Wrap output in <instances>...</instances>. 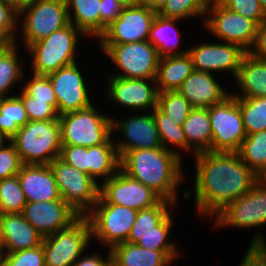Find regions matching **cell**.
<instances>
[{"instance_id":"6da1fadb","label":"cell","mask_w":266,"mask_h":266,"mask_svg":"<svg viewBox=\"0 0 266 266\" xmlns=\"http://www.w3.org/2000/svg\"><path fill=\"white\" fill-rule=\"evenodd\" d=\"M196 211L212 219L260 180L237 152H201L194 157Z\"/></svg>"},{"instance_id":"7a4b0ae2","label":"cell","mask_w":266,"mask_h":266,"mask_svg":"<svg viewBox=\"0 0 266 266\" xmlns=\"http://www.w3.org/2000/svg\"><path fill=\"white\" fill-rule=\"evenodd\" d=\"M182 163L179 156L163 147L133 149L120 158V170L149 187L162 200L177 204L176 189L186 177Z\"/></svg>"},{"instance_id":"3957f363","label":"cell","mask_w":266,"mask_h":266,"mask_svg":"<svg viewBox=\"0 0 266 266\" xmlns=\"http://www.w3.org/2000/svg\"><path fill=\"white\" fill-rule=\"evenodd\" d=\"M25 165H49L62 147L59 120L28 121L11 138Z\"/></svg>"},{"instance_id":"277c9868","label":"cell","mask_w":266,"mask_h":266,"mask_svg":"<svg viewBox=\"0 0 266 266\" xmlns=\"http://www.w3.org/2000/svg\"><path fill=\"white\" fill-rule=\"evenodd\" d=\"M218 228H259L249 246H266L265 234L260 228L266 226V179H260L250 191L230 202L214 218Z\"/></svg>"},{"instance_id":"5b68a950","label":"cell","mask_w":266,"mask_h":266,"mask_svg":"<svg viewBox=\"0 0 266 266\" xmlns=\"http://www.w3.org/2000/svg\"><path fill=\"white\" fill-rule=\"evenodd\" d=\"M81 36L85 35L69 23L48 37L29 45L27 51L32 58V74L47 76L61 67L77 62L75 52Z\"/></svg>"},{"instance_id":"8992f818","label":"cell","mask_w":266,"mask_h":266,"mask_svg":"<svg viewBox=\"0 0 266 266\" xmlns=\"http://www.w3.org/2000/svg\"><path fill=\"white\" fill-rule=\"evenodd\" d=\"M90 107L59 116L62 145L90 147L106 143L112 136V117Z\"/></svg>"},{"instance_id":"52a82bcc","label":"cell","mask_w":266,"mask_h":266,"mask_svg":"<svg viewBox=\"0 0 266 266\" xmlns=\"http://www.w3.org/2000/svg\"><path fill=\"white\" fill-rule=\"evenodd\" d=\"M18 20V32L26 50L69 24L66 0H37L18 13Z\"/></svg>"},{"instance_id":"ba28073f","label":"cell","mask_w":266,"mask_h":266,"mask_svg":"<svg viewBox=\"0 0 266 266\" xmlns=\"http://www.w3.org/2000/svg\"><path fill=\"white\" fill-rule=\"evenodd\" d=\"M120 72L111 74L128 79H155L160 57L148 41L124 44H98Z\"/></svg>"},{"instance_id":"9c48e42d","label":"cell","mask_w":266,"mask_h":266,"mask_svg":"<svg viewBox=\"0 0 266 266\" xmlns=\"http://www.w3.org/2000/svg\"><path fill=\"white\" fill-rule=\"evenodd\" d=\"M137 213L138 211L126 206L106 203L99 196L92 210L86 215L92 240L96 239L110 250L117 244L125 243Z\"/></svg>"},{"instance_id":"30bf717a","label":"cell","mask_w":266,"mask_h":266,"mask_svg":"<svg viewBox=\"0 0 266 266\" xmlns=\"http://www.w3.org/2000/svg\"><path fill=\"white\" fill-rule=\"evenodd\" d=\"M49 167L62 198L79 216H86L99 198L100 185L89 175L59 157Z\"/></svg>"},{"instance_id":"8fae6325","label":"cell","mask_w":266,"mask_h":266,"mask_svg":"<svg viewBox=\"0 0 266 266\" xmlns=\"http://www.w3.org/2000/svg\"><path fill=\"white\" fill-rule=\"evenodd\" d=\"M91 241L89 220L79 216L67 228L43 238L45 266H72Z\"/></svg>"},{"instance_id":"7c38bea8","label":"cell","mask_w":266,"mask_h":266,"mask_svg":"<svg viewBox=\"0 0 266 266\" xmlns=\"http://www.w3.org/2000/svg\"><path fill=\"white\" fill-rule=\"evenodd\" d=\"M212 129V152H238L247 134L239 98L232 94L208 108Z\"/></svg>"},{"instance_id":"4fadbf2b","label":"cell","mask_w":266,"mask_h":266,"mask_svg":"<svg viewBox=\"0 0 266 266\" xmlns=\"http://www.w3.org/2000/svg\"><path fill=\"white\" fill-rule=\"evenodd\" d=\"M203 24L215 39L236 44L246 52L254 44L258 27L253 20L225 8L217 0H209Z\"/></svg>"},{"instance_id":"5bb4252c","label":"cell","mask_w":266,"mask_h":266,"mask_svg":"<svg viewBox=\"0 0 266 266\" xmlns=\"http://www.w3.org/2000/svg\"><path fill=\"white\" fill-rule=\"evenodd\" d=\"M157 12L137 2L124 7L119 17L97 39L98 44H124L146 41Z\"/></svg>"},{"instance_id":"9a60e30c","label":"cell","mask_w":266,"mask_h":266,"mask_svg":"<svg viewBox=\"0 0 266 266\" xmlns=\"http://www.w3.org/2000/svg\"><path fill=\"white\" fill-rule=\"evenodd\" d=\"M79 69L75 62L47 75L55 92L59 116L86 109L93 104L85 76Z\"/></svg>"},{"instance_id":"2e32d148","label":"cell","mask_w":266,"mask_h":266,"mask_svg":"<svg viewBox=\"0 0 266 266\" xmlns=\"http://www.w3.org/2000/svg\"><path fill=\"white\" fill-rule=\"evenodd\" d=\"M105 97L131 111L150 112L157 107L158 89L155 79H128L107 76ZM151 84V85H150ZM110 99V100H109Z\"/></svg>"},{"instance_id":"e0dca14e","label":"cell","mask_w":266,"mask_h":266,"mask_svg":"<svg viewBox=\"0 0 266 266\" xmlns=\"http://www.w3.org/2000/svg\"><path fill=\"white\" fill-rule=\"evenodd\" d=\"M119 132L122 139L115 140L118 156L121 158L133 149H154L163 147L158 129L153 119V113L144 112L140 115L118 120L112 117V133ZM121 140V141H120ZM117 142V143H116Z\"/></svg>"},{"instance_id":"ac0fdd59","label":"cell","mask_w":266,"mask_h":266,"mask_svg":"<svg viewBox=\"0 0 266 266\" xmlns=\"http://www.w3.org/2000/svg\"><path fill=\"white\" fill-rule=\"evenodd\" d=\"M247 52L240 46L232 43L204 42L188 48L194 70L203 72H226L233 80L236 79L240 62Z\"/></svg>"},{"instance_id":"d6986e66","label":"cell","mask_w":266,"mask_h":266,"mask_svg":"<svg viewBox=\"0 0 266 266\" xmlns=\"http://www.w3.org/2000/svg\"><path fill=\"white\" fill-rule=\"evenodd\" d=\"M99 196L110 204L126 206L136 211L156 205L161 198L137 180L119 170L107 181L100 183Z\"/></svg>"},{"instance_id":"ffe728a7","label":"cell","mask_w":266,"mask_h":266,"mask_svg":"<svg viewBox=\"0 0 266 266\" xmlns=\"http://www.w3.org/2000/svg\"><path fill=\"white\" fill-rule=\"evenodd\" d=\"M22 214L43 238L67 228L79 217L62 198L44 202H26Z\"/></svg>"},{"instance_id":"44dd1931","label":"cell","mask_w":266,"mask_h":266,"mask_svg":"<svg viewBox=\"0 0 266 266\" xmlns=\"http://www.w3.org/2000/svg\"><path fill=\"white\" fill-rule=\"evenodd\" d=\"M216 74L193 70L178 91L193 108H210L221 103L231 92H226Z\"/></svg>"},{"instance_id":"7402d4cb","label":"cell","mask_w":266,"mask_h":266,"mask_svg":"<svg viewBox=\"0 0 266 266\" xmlns=\"http://www.w3.org/2000/svg\"><path fill=\"white\" fill-rule=\"evenodd\" d=\"M43 237L29 224L22 213L0 214V244L3 254L35 248Z\"/></svg>"},{"instance_id":"603a6c76","label":"cell","mask_w":266,"mask_h":266,"mask_svg":"<svg viewBox=\"0 0 266 266\" xmlns=\"http://www.w3.org/2000/svg\"><path fill=\"white\" fill-rule=\"evenodd\" d=\"M26 202L60 199L53 172L49 165H23L17 174Z\"/></svg>"},{"instance_id":"cb8c5ba5","label":"cell","mask_w":266,"mask_h":266,"mask_svg":"<svg viewBox=\"0 0 266 266\" xmlns=\"http://www.w3.org/2000/svg\"><path fill=\"white\" fill-rule=\"evenodd\" d=\"M240 93L232 92L235 98H255L266 96V61L251 56H243L235 79Z\"/></svg>"},{"instance_id":"d4e9b609","label":"cell","mask_w":266,"mask_h":266,"mask_svg":"<svg viewBox=\"0 0 266 266\" xmlns=\"http://www.w3.org/2000/svg\"><path fill=\"white\" fill-rule=\"evenodd\" d=\"M187 152L195 156L201 152H212V129L208 108H192L183 123Z\"/></svg>"},{"instance_id":"484cf974","label":"cell","mask_w":266,"mask_h":266,"mask_svg":"<svg viewBox=\"0 0 266 266\" xmlns=\"http://www.w3.org/2000/svg\"><path fill=\"white\" fill-rule=\"evenodd\" d=\"M182 20L166 18L157 13L150 28L148 41L157 50L160 58L166 56L183 55L188 48L180 50L181 33L177 23Z\"/></svg>"},{"instance_id":"4316f807","label":"cell","mask_w":266,"mask_h":266,"mask_svg":"<svg viewBox=\"0 0 266 266\" xmlns=\"http://www.w3.org/2000/svg\"><path fill=\"white\" fill-rule=\"evenodd\" d=\"M112 137L104 144L87 148L88 175L100 185L98 180L107 181L120 170V157Z\"/></svg>"},{"instance_id":"83f0119b","label":"cell","mask_w":266,"mask_h":266,"mask_svg":"<svg viewBox=\"0 0 266 266\" xmlns=\"http://www.w3.org/2000/svg\"><path fill=\"white\" fill-rule=\"evenodd\" d=\"M193 70L188 53L160 58L155 77L158 92L178 90Z\"/></svg>"},{"instance_id":"f1b7e54d","label":"cell","mask_w":266,"mask_h":266,"mask_svg":"<svg viewBox=\"0 0 266 266\" xmlns=\"http://www.w3.org/2000/svg\"><path fill=\"white\" fill-rule=\"evenodd\" d=\"M111 254L115 266H169L174 261L164 251L149 250L128 242L115 245Z\"/></svg>"},{"instance_id":"f546056e","label":"cell","mask_w":266,"mask_h":266,"mask_svg":"<svg viewBox=\"0 0 266 266\" xmlns=\"http://www.w3.org/2000/svg\"><path fill=\"white\" fill-rule=\"evenodd\" d=\"M69 23L87 38L100 36L101 0H66Z\"/></svg>"},{"instance_id":"4dcf8cb0","label":"cell","mask_w":266,"mask_h":266,"mask_svg":"<svg viewBox=\"0 0 266 266\" xmlns=\"http://www.w3.org/2000/svg\"><path fill=\"white\" fill-rule=\"evenodd\" d=\"M174 227V220L169 214L153 231L146 235H129L126 242L137 244L139 247L149 250L166 252L173 260L179 255V247L169 239L171 229ZM170 240V241H169Z\"/></svg>"},{"instance_id":"1f68e13d","label":"cell","mask_w":266,"mask_h":266,"mask_svg":"<svg viewBox=\"0 0 266 266\" xmlns=\"http://www.w3.org/2000/svg\"><path fill=\"white\" fill-rule=\"evenodd\" d=\"M18 44H0V96L9 97L16 82H21L25 73L19 59ZM22 62V63H21ZM10 91V92H9Z\"/></svg>"},{"instance_id":"d6a6232c","label":"cell","mask_w":266,"mask_h":266,"mask_svg":"<svg viewBox=\"0 0 266 266\" xmlns=\"http://www.w3.org/2000/svg\"><path fill=\"white\" fill-rule=\"evenodd\" d=\"M237 153L260 179L266 177V130L247 135Z\"/></svg>"},{"instance_id":"836d02e7","label":"cell","mask_w":266,"mask_h":266,"mask_svg":"<svg viewBox=\"0 0 266 266\" xmlns=\"http://www.w3.org/2000/svg\"><path fill=\"white\" fill-rule=\"evenodd\" d=\"M152 113L163 148L183 159L182 154L178 151L179 149L187 152V141L183 127L169 119L158 107L154 108ZM170 147H173V149Z\"/></svg>"},{"instance_id":"e575fe53","label":"cell","mask_w":266,"mask_h":266,"mask_svg":"<svg viewBox=\"0 0 266 266\" xmlns=\"http://www.w3.org/2000/svg\"><path fill=\"white\" fill-rule=\"evenodd\" d=\"M28 121L23 101L17 95L5 97L0 110V131L12 138Z\"/></svg>"},{"instance_id":"d590c367","label":"cell","mask_w":266,"mask_h":266,"mask_svg":"<svg viewBox=\"0 0 266 266\" xmlns=\"http://www.w3.org/2000/svg\"><path fill=\"white\" fill-rule=\"evenodd\" d=\"M175 203L160 200L156 205L139 210L130 235H146L153 231L174 209Z\"/></svg>"},{"instance_id":"8d00e7d4","label":"cell","mask_w":266,"mask_h":266,"mask_svg":"<svg viewBox=\"0 0 266 266\" xmlns=\"http://www.w3.org/2000/svg\"><path fill=\"white\" fill-rule=\"evenodd\" d=\"M239 107L247 135L266 130V96L239 98Z\"/></svg>"},{"instance_id":"74e56055","label":"cell","mask_w":266,"mask_h":266,"mask_svg":"<svg viewBox=\"0 0 266 266\" xmlns=\"http://www.w3.org/2000/svg\"><path fill=\"white\" fill-rule=\"evenodd\" d=\"M208 3L209 0H167L158 14L178 20H188L200 16V19L203 17L204 22Z\"/></svg>"},{"instance_id":"f35d334b","label":"cell","mask_w":266,"mask_h":266,"mask_svg":"<svg viewBox=\"0 0 266 266\" xmlns=\"http://www.w3.org/2000/svg\"><path fill=\"white\" fill-rule=\"evenodd\" d=\"M26 199L17 175L0 180V214L22 213Z\"/></svg>"},{"instance_id":"ab89813d","label":"cell","mask_w":266,"mask_h":266,"mask_svg":"<svg viewBox=\"0 0 266 266\" xmlns=\"http://www.w3.org/2000/svg\"><path fill=\"white\" fill-rule=\"evenodd\" d=\"M157 107L180 126L193 108L178 90L159 92Z\"/></svg>"},{"instance_id":"60d3db41","label":"cell","mask_w":266,"mask_h":266,"mask_svg":"<svg viewBox=\"0 0 266 266\" xmlns=\"http://www.w3.org/2000/svg\"><path fill=\"white\" fill-rule=\"evenodd\" d=\"M30 74L31 79L26 80L27 83H24L25 85L21 86V89L36 100L48 101V104L57 110V99L49 77L46 75Z\"/></svg>"},{"instance_id":"b9f144b4","label":"cell","mask_w":266,"mask_h":266,"mask_svg":"<svg viewBox=\"0 0 266 266\" xmlns=\"http://www.w3.org/2000/svg\"><path fill=\"white\" fill-rule=\"evenodd\" d=\"M24 104L29 121L58 120L59 114L57 110L48 101L36 100L27 95L22 89L16 94Z\"/></svg>"},{"instance_id":"7bdbcfd3","label":"cell","mask_w":266,"mask_h":266,"mask_svg":"<svg viewBox=\"0 0 266 266\" xmlns=\"http://www.w3.org/2000/svg\"><path fill=\"white\" fill-rule=\"evenodd\" d=\"M0 266H45L42 244L35 248L3 254Z\"/></svg>"},{"instance_id":"ee69618b","label":"cell","mask_w":266,"mask_h":266,"mask_svg":"<svg viewBox=\"0 0 266 266\" xmlns=\"http://www.w3.org/2000/svg\"><path fill=\"white\" fill-rule=\"evenodd\" d=\"M17 27L18 13L3 0H0V44L16 43Z\"/></svg>"},{"instance_id":"f6af8a7d","label":"cell","mask_w":266,"mask_h":266,"mask_svg":"<svg viewBox=\"0 0 266 266\" xmlns=\"http://www.w3.org/2000/svg\"><path fill=\"white\" fill-rule=\"evenodd\" d=\"M225 8L253 20L257 25L266 19L259 0H217Z\"/></svg>"},{"instance_id":"bcb514c9","label":"cell","mask_w":266,"mask_h":266,"mask_svg":"<svg viewBox=\"0 0 266 266\" xmlns=\"http://www.w3.org/2000/svg\"><path fill=\"white\" fill-rule=\"evenodd\" d=\"M23 165L12 142L0 149V180L17 175Z\"/></svg>"},{"instance_id":"7dc6e473","label":"cell","mask_w":266,"mask_h":266,"mask_svg":"<svg viewBox=\"0 0 266 266\" xmlns=\"http://www.w3.org/2000/svg\"><path fill=\"white\" fill-rule=\"evenodd\" d=\"M59 158L88 175L87 147L62 145Z\"/></svg>"},{"instance_id":"c3c4849f","label":"cell","mask_w":266,"mask_h":266,"mask_svg":"<svg viewBox=\"0 0 266 266\" xmlns=\"http://www.w3.org/2000/svg\"><path fill=\"white\" fill-rule=\"evenodd\" d=\"M124 7L115 0H101L100 35L112 22H114Z\"/></svg>"},{"instance_id":"681fc988","label":"cell","mask_w":266,"mask_h":266,"mask_svg":"<svg viewBox=\"0 0 266 266\" xmlns=\"http://www.w3.org/2000/svg\"><path fill=\"white\" fill-rule=\"evenodd\" d=\"M106 258L97 252L81 255L72 266H115L112 260L111 250L108 249Z\"/></svg>"},{"instance_id":"f907efd6","label":"cell","mask_w":266,"mask_h":266,"mask_svg":"<svg viewBox=\"0 0 266 266\" xmlns=\"http://www.w3.org/2000/svg\"><path fill=\"white\" fill-rule=\"evenodd\" d=\"M248 53L257 59L266 61V19L258 25L254 44Z\"/></svg>"},{"instance_id":"816d5d0a","label":"cell","mask_w":266,"mask_h":266,"mask_svg":"<svg viewBox=\"0 0 266 266\" xmlns=\"http://www.w3.org/2000/svg\"><path fill=\"white\" fill-rule=\"evenodd\" d=\"M239 266H266V246H249Z\"/></svg>"},{"instance_id":"f5cc1de1","label":"cell","mask_w":266,"mask_h":266,"mask_svg":"<svg viewBox=\"0 0 266 266\" xmlns=\"http://www.w3.org/2000/svg\"><path fill=\"white\" fill-rule=\"evenodd\" d=\"M6 4L11 6L17 13L24 8L34 4L37 0H3Z\"/></svg>"},{"instance_id":"db71d44e","label":"cell","mask_w":266,"mask_h":266,"mask_svg":"<svg viewBox=\"0 0 266 266\" xmlns=\"http://www.w3.org/2000/svg\"><path fill=\"white\" fill-rule=\"evenodd\" d=\"M139 2L148 5L153 11L158 13L164 7L167 0H139Z\"/></svg>"},{"instance_id":"11a10c76","label":"cell","mask_w":266,"mask_h":266,"mask_svg":"<svg viewBox=\"0 0 266 266\" xmlns=\"http://www.w3.org/2000/svg\"><path fill=\"white\" fill-rule=\"evenodd\" d=\"M10 142L11 138L8 137L4 132L0 131V149L4 148Z\"/></svg>"},{"instance_id":"9f6ffc18","label":"cell","mask_w":266,"mask_h":266,"mask_svg":"<svg viewBox=\"0 0 266 266\" xmlns=\"http://www.w3.org/2000/svg\"><path fill=\"white\" fill-rule=\"evenodd\" d=\"M116 2L120 3L123 7H128L136 4L139 0H115Z\"/></svg>"},{"instance_id":"6f0895ef","label":"cell","mask_w":266,"mask_h":266,"mask_svg":"<svg viewBox=\"0 0 266 266\" xmlns=\"http://www.w3.org/2000/svg\"><path fill=\"white\" fill-rule=\"evenodd\" d=\"M259 1H260V4H261V7L263 8V10L266 13V0H259Z\"/></svg>"},{"instance_id":"680465c9","label":"cell","mask_w":266,"mask_h":266,"mask_svg":"<svg viewBox=\"0 0 266 266\" xmlns=\"http://www.w3.org/2000/svg\"><path fill=\"white\" fill-rule=\"evenodd\" d=\"M4 98H5V97H1V96H0V110H1L2 102H3Z\"/></svg>"},{"instance_id":"91938a15","label":"cell","mask_w":266,"mask_h":266,"mask_svg":"<svg viewBox=\"0 0 266 266\" xmlns=\"http://www.w3.org/2000/svg\"><path fill=\"white\" fill-rule=\"evenodd\" d=\"M2 255H3V252H2V248H1V244H0V259H1Z\"/></svg>"}]
</instances>
